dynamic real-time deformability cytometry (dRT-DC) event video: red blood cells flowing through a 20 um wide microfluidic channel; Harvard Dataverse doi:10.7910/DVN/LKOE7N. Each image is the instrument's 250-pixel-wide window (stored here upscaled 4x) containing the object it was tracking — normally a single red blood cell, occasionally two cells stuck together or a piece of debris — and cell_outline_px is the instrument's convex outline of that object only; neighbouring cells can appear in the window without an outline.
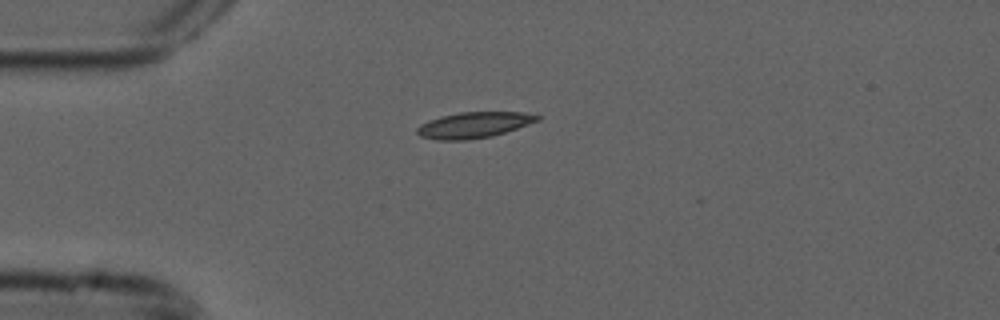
{"species": "common noctule bat (a hibernating species)", "species_latin": "Nyctalus noctula", "temperature_condition": "cold", "stored_images_in_passage": 6, "camera_frame_rate_fps": 3000, "um_per_image_px": 0.085, "animal": {"sex": "male", "forearm_length_mm": 52.5}, "frame": {"image": 1, "passage_image": 1, "time_ms": 0.0, "image_size_px": [1000, 320], "cell_outline_px": [[540, 120], [492, 136], [464, 140], [436, 140], [420, 136], [416, 132], [416, 128], [420, 124], [428, 120], [440, 116], [460, 112], [524, 112], [540, 116]], "centroid_in_image_um": [40.23, 10.62], "position_along_channel_um": 44.8, "area_um2": 18.09}}